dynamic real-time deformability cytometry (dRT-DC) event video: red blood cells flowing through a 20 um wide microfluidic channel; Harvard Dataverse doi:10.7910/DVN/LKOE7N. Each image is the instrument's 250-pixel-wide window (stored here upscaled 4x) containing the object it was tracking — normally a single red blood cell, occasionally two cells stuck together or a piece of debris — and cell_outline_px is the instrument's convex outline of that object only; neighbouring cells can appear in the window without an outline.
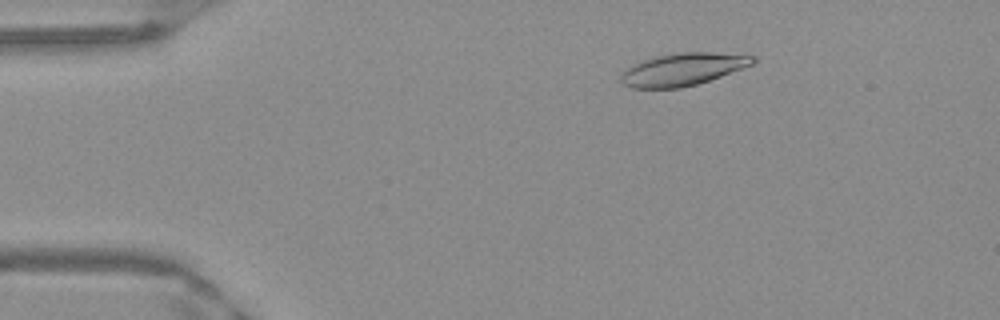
{"species": "Egyptian fruit bat (a non-hibernating species)", "species_latin": "Rousettus aegyptiacus", "temperature_condition": "warm", "stored_images_in_passage": 47, "camera_frame_rate_fps": 3000, "um_per_image_px": 0.085, "frame": {"image": 1, "passage_image": 4, "time_ms": 1.0, "image_size_px": [1000, 320], "cell_outline_px": [[756, 60], [752, 64], [720, 76], [696, 84], [680, 88], [632, 88], [624, 84], [620, 80], [620, 76], [632, 64], [656, 56], [676, 52], [712, 52], [756, 56]], "centroid_in_image_um": [58.02, 5.88], "position_along_channel_um": 27.0, "area_um2": 24.68}}
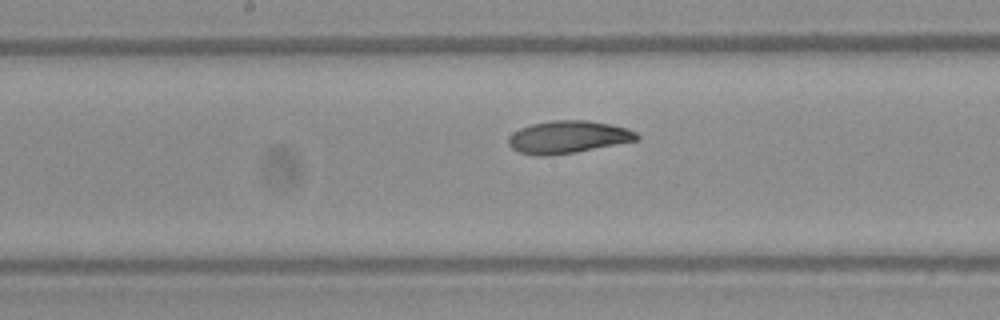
{"frame": {"image": 2, "passage_image": 22, "time_ms": 7.0, "image_size_px": [1000, 320], "cell_outline_px": [[640, 140], [576, 152], [548, 156], [536, 156], [520, 152], [512, 148], [508, 144], [508, 136], [512, 132], [520, 128], [532, 124], [552, 120], [588, 120], [628, 128], [636, 132], [640, 136]], "centroid_in_image_um": [48.29, 11.65], "position_along_channel_um": 199.9, "area_um2": 24.51}}
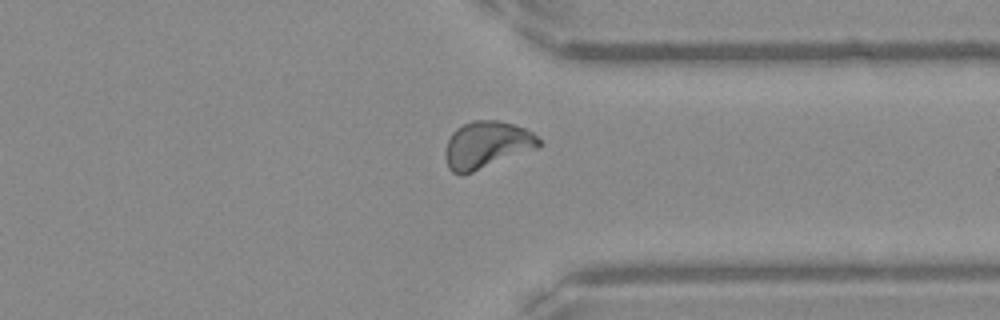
{"frame": {"image": 3, "passage_image": 35, "time_ms": 11.333, "image_size_px": [1000, 320], "cell_outline_px": [[544, 144], [536, 148], [472, 172], [452, 172], [448, 168], [444, 156], [444, 152], [448, 140], [452, 132], [456, 128], [472, 120], [496, 120], [512, 124], [524, 128], [532, 132]], "centroid_in_image_um": [41.35, 12.29], "position_along_channel_um": 370.0, "area_um2": 25.32}, "authors_computed_cell_mechanics": {"area_um2": 24.5072, "velocity_mm_per_s": 3.9608, "shape_relaxation_time_tau1_ms": 6.0505, "shape_relaxation_time_tau2_ms": 3.5267, "deformation_change_tau1": 0.1765, "deformation_change_tau2": 0.0872}}